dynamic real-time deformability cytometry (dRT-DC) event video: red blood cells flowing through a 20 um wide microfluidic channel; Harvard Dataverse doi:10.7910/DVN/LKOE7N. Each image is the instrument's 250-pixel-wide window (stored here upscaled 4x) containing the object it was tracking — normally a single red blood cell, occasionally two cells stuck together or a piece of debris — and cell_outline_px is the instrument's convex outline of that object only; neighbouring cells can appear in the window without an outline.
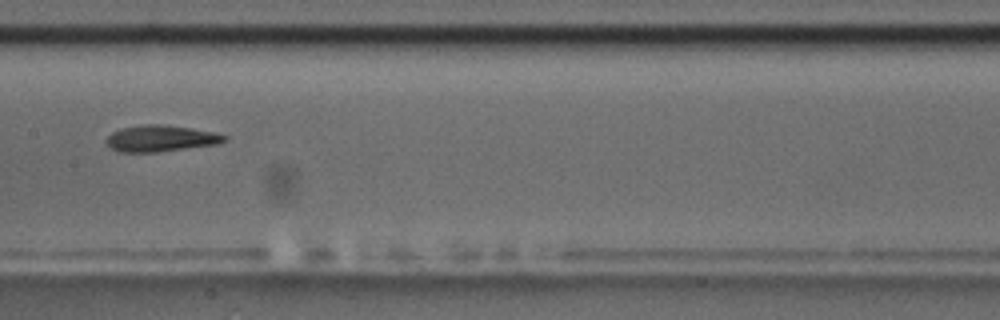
{"species": "common noctule bat (a hibernating species)", "species_latin": "Nyctalus noctula", "temperature_condition": "room temperature", "stored_images_in_passage": 15, "camera_frame_rate_fps": 3000, "um_per_image_px": 0.085, "animal": {"sex": "male", "body_mass_g": 17.5, "forearm_length_mm": 52.3}, "frame": {"image": 1, "passage_image": 7, "time_ms": 7.0, "image_size_px": [1000, 320], "cell_outline_px": [[228, 140], [220, 144], [156, 152], [120, 152], [112, 148], [104, 140], [112, 132], [120, 128], [140, 124], [164, 124], [192, 128], [212, 132], [228, 136]], "centroid_in_image_um": [13.68, 11.76], "position_along_channel_um": 193.7, "area_um2": 18.32}}
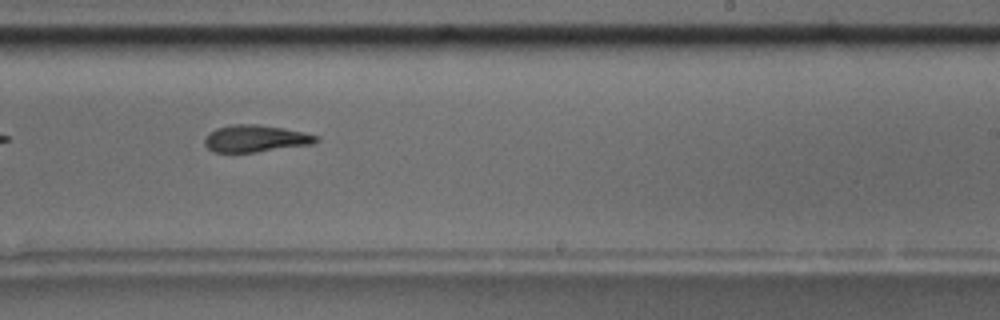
{"frame": {"image": 2, "passage_image": 9, "time_ms": 9.0, "image_size_px": [1000, 320], "cell_outline_px": [[320, 140], [312, 144], [256, 152], [216, 152], [208, 148], [204, 144], [204, 136], [208, 132], [216, 128], [232, 124], [256, 124], [304, 132], [320, 136]], "centroid_in_image_um": [21.7, 11.77], "position_along_channel_um": 267.3, "area_um2": 17.57}, "authors_computed_cell_mechanics": {"area_um2": 18.496, "velocity_mm_per_s": 3.6876, "shape_relaxation_time_tau1_ms": 1.9257, "shape_relaxation_time_tau2_ms": 5.0291, "deformation_change_tau1": 0.1257, "deformation_change_tau2": 0.148}}